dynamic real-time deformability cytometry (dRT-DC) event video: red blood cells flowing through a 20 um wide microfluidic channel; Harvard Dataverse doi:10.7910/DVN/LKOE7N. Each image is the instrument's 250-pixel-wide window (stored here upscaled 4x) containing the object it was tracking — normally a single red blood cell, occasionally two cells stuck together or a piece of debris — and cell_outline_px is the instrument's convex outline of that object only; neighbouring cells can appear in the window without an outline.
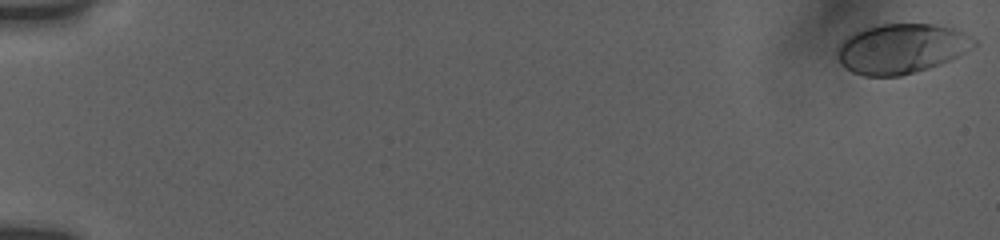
{"species": "human", "species_latin": "Homo sapiens", "temperature_condition": "room temperature", "stored_images_in_passage": 107, "camera_frame_rate_fps": 3000, "um_per_image_px": 0.085, "donor": {"sex": "female"}, "frame": {"image": 1, "passage_image": 1, "time_ms": 0.0, "image_size_px": [1000, 240], "cell_outline_px": [[976, 44], [972, 48], [940, 64], [928, 68], [900, 76], [864, 76], [852, 72], [844, 68], [840, 64], [836, 56], [836, 48], [840, 40], [864, 28], [880, 24], [932, 24], [952, 28], [972, 36], [976, 40]], "centroid_in_image_um": [76.55, 4.13], "position_along_channel_um": 8.5, "area_um2": 39.77}}
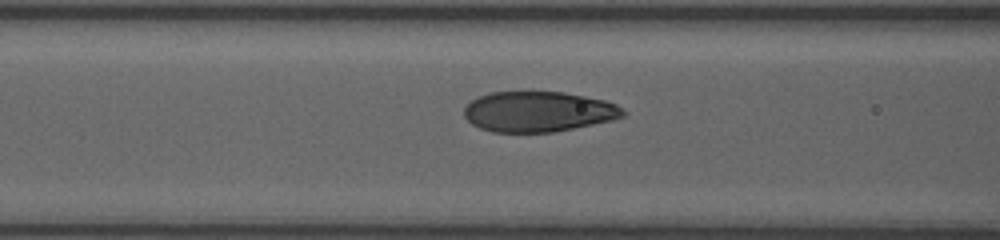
{"frame": {"image": 2, "passage_image": 60, "time_ms": 8.0, "image_size_px": [1000, 240], "cell_outline_px": [[628, 112], [624, 116], [612, 120], [552, 132], [492, 132], [480, 128], [472, 124], [464, 116], [464, 108], [476, 96], [492, 92], [564, 92], [604, 100], [616, 104]], "centroid_in_image_um": [45.75, 9.48], "position_along_channel_um": 120.9, "area_um2": 37.34}}
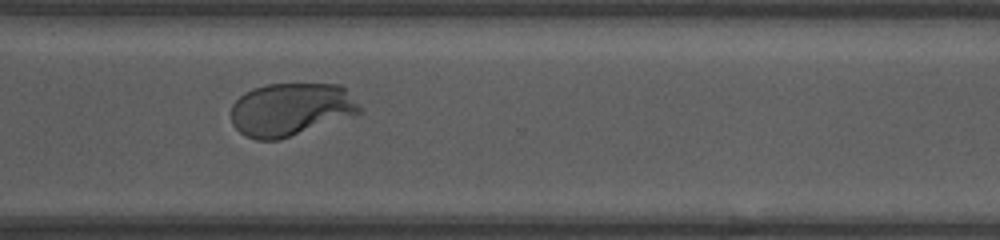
{"frame": {"image": 3, "passage_image": 106, "time_ms": 14.0, "image_size_px": [1000, 240], "cell_outline_px": [[360, 112], [280, 140], [256, 140], [244, 136], [232, 124], [232, 104], [244, 92], [252, 88], [264, 84], [340, 84], [360, 104]], "centroid_in_image_um": [24.66, 9.29], "position_along_channel_um": 345.9, "area_um2": 39.48}}